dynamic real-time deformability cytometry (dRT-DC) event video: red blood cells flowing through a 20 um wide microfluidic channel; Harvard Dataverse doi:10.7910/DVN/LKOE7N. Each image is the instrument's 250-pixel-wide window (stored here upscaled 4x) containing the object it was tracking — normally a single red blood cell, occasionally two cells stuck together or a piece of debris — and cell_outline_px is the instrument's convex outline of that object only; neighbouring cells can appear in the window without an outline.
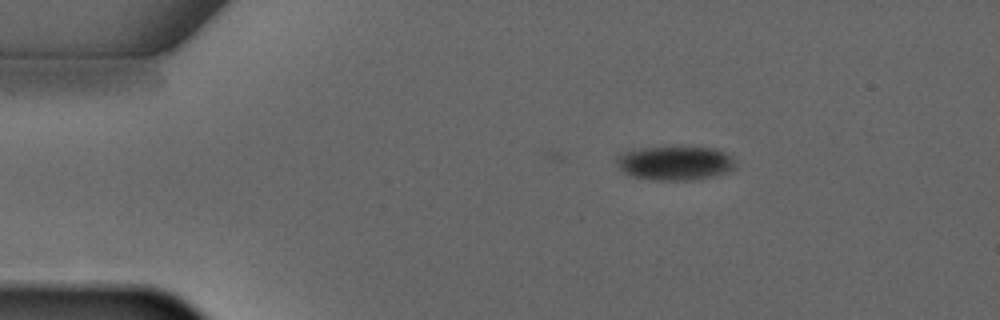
{"species": "common noctule bat (a hibernating species)", "species_latin": "Nyctalus noctula", "temperature_condition": "warm", "stored_images_in_passage": 3, "camera_frame_rate_fps": 3000, "um_per_image_px": 0.085, "animal": {"sex": "male", "forearm_length_mm": 52.5}, "frame": {"image": 1, "passage_image": 3, "time_ms": 2.667, "image_size_px": [1000, 320], "cell_outline_px": [[736, 168], [728, 172], [716, 176], [696, 180], [652, 180], [632, 176], [624, 172], [616, 164], [616, 152], [628, 148], [716, 148], [732, 156], [736, 160]], "centroid_in_image_um": [57.35, 13.87], "position_along_channel_um": 27.6, "area_um2": 24.1}}